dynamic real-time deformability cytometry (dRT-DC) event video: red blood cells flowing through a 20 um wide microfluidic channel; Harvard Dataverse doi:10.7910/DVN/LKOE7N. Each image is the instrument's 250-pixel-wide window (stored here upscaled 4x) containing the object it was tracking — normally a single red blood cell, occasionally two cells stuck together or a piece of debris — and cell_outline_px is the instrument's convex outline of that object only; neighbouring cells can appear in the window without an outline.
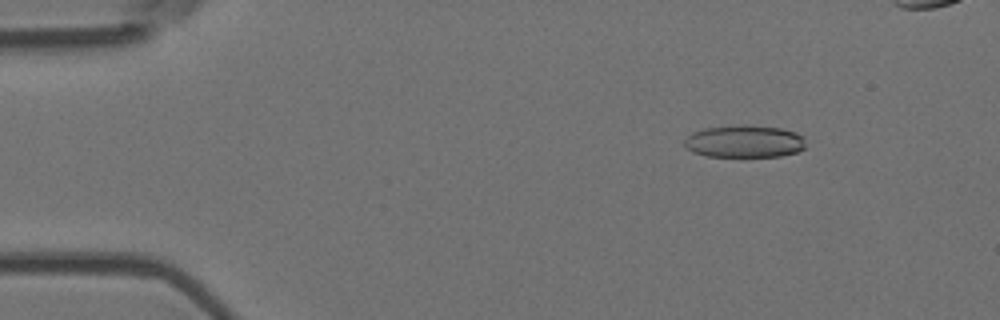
{"species": "Egyptian fruit bat (a non-hibernating species)", "species_latin": "Rousettus aegyptiacus", "temperature_condition": "room temperature", "stored_images_in_passage": 6, "camera_frame_rate_fps": 3000, "um_per_image_px": 0.085, "animal": {"sex": "female"}, "frame": {"image": 1, "passage_image": 2, "time_ms": 0.333, "image_size_px": [1000, 320], "cell_outline_px": [[804, 148], [796, 152], [780, 156], [708, 156], [692, 152], [684, 144], [684, 140], [692, 132], [704, 128], [744, 124], [748, 124], [780, 128], [796, 132], [804, 136]], "centroid_in_image_um": [63.28, 12.0], "position_along_channel_um": 21.7, "area_um2": 22.95}}
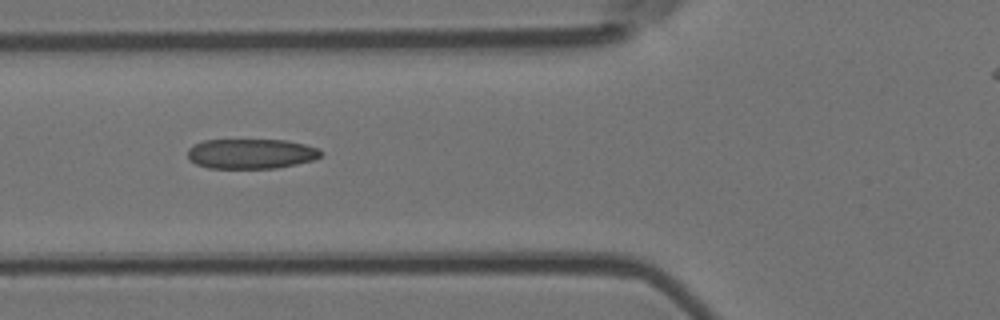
{"frame": {"image": 2, "passage_image": 6, "time_ms": 1.667, "image_size_px": [1000, 320], "cell_outline_px": [[324, 152], [320, 156], [312, 160], [296, 164], [276, 168], [208, 168], [196, 164], [188, 160], [188, 148], [204, 140], [288, 140], [304, 144], [316, 148]], "centroid_in_image_um": [21.32, 13.07], "position_along_channel_um": 104.5, "area_um2": 23.24}}